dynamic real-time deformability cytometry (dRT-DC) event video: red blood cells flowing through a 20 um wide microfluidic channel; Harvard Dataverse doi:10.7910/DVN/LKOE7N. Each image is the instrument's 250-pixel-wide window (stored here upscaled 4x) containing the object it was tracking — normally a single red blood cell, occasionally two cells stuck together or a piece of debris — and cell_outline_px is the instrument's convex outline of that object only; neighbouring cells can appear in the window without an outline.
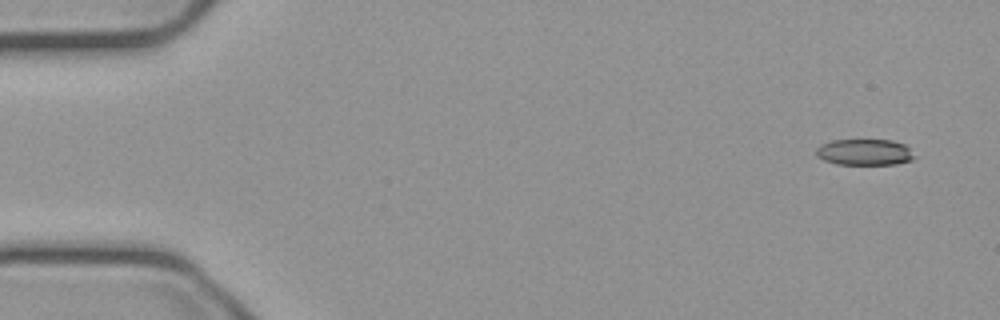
{"species": "common noctule bat (a hibernating species)", "species_latin": "Nyctalus noctula", "temperature_condition": "cold", "stored_images_in_passage": 36, "camera_frame_rate_fps": 3000, "um_per_image_px": 0.085, "animal": {"sex": "male", "body_mass_g": 23.1, "forearm_length_mm": 52.7}, "frame": {"image": 1, "passage_image": 1, "time_ms": 0.0, "image_size_px": [1000, 320], "cell_outline_px": [[916, 156], [912, 160], [896, 164], [836, 164], [824, 160], [816, 156], [816, 148], [820, 144], [832, 140], [892, 140], [904, 144]], "centroid_in_image_um": [73.47, 12.93], "position_along_channel_um": 11.5, "area_um2": 15.03}}
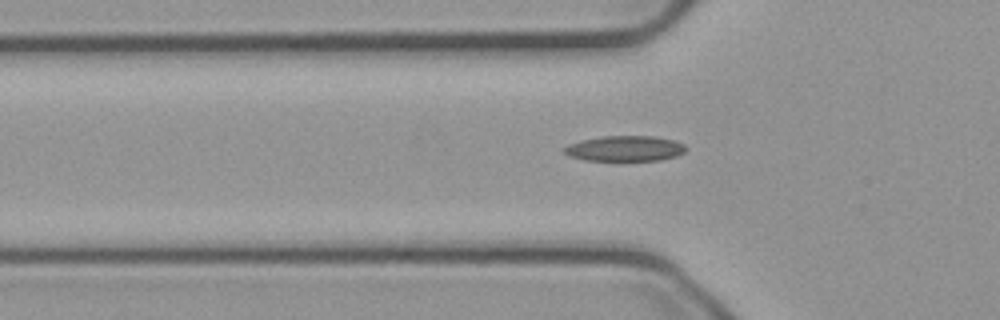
{"frame": {"image": 2, "passage_image": 16, "time_ms": 5.0, "image_size_px": [1000, 320], "cell_outline_px": [[688, 148], [684, 152], [676, 156], [660, 160], [584, 160], [568, 156], [564, 152], [564, 148], [568, 144], [580, 140], [600, 136], [656, 136], [672, 140], [684, 144]], "centroid_in_image_um": [53.11, 12.61], "position_along_channel_um": 72.7, "area_um2": 18.09}}
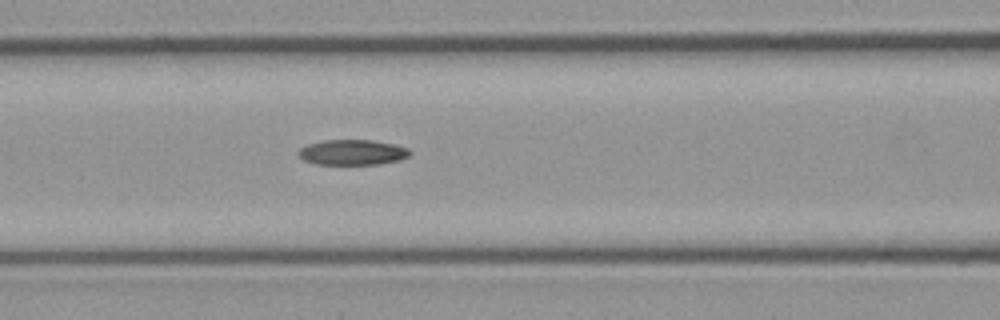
{"frame": {"image": 3, "passage_image": 21, "time_ms": 6.667, "image_size_px": [1000, 320], "cell_outline_px": [[412, 152], [408, 156], [400, 160], [380, 164], [316, 164], [304, 160], [296, 152], [300, 148], [308, 144], [324, 140], [372, 140], [392, 144], [408, 148]], "centroid_in_image_um": [29.95, 12.95], "position_along_channel_um": 136.6, "area_um2": 16.42}}